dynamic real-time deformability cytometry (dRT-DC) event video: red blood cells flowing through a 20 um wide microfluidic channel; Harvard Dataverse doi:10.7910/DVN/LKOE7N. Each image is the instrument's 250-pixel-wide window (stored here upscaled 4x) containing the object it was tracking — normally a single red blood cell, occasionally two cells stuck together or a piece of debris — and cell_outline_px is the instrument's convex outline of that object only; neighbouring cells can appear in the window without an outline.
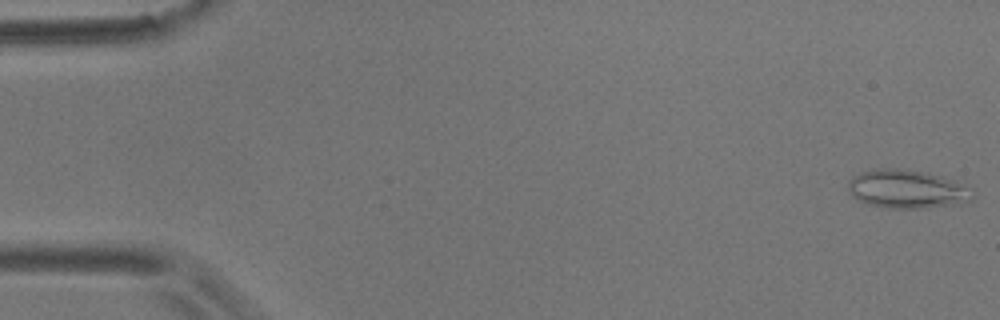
{"species": "common noctule bat (a hibernating species)", "species_latin": "Nyctalus noctula", "temperature_condition": "room temperature", "stored_images_in_passage": 56, "camera_frame_rate_fps": 3000, "um_per_image_px": 0.085, "animal": {"sex": "male", "body_mass_g": 17.9}, "frame": {"image": 1, "passage_image": 1, "time_ms": 0.0, "image_size_px": [1000, 320], "cell_outline_px": [[976, 196], [972, 200], [960, 204], [928, 208], [892, 208], [868, 204], [852, 196], [848, 188], [848, 180], [852, 176], [860, 172], [880, 168], [896, 168], [924, 172], [940, 176], [952, 180], [972, 188]], "centroid_in_image_um": [77.13, 16.08], "position_along_channel_um": 7.9, "area_um2": 28.09}}
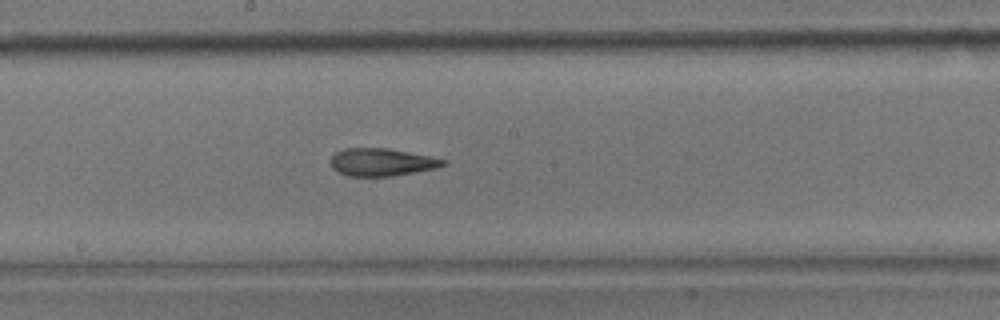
{"frame": {"image": 2, "passage_image": 30, "time_ms": 9.667, "image_size_px": [1000, 320], "cell_outline_px": [[448, 164], [436, 168], [392, 176], [348, 176], [332, 168], [332, 156], [336, 152], [344, 148], [388, 148], [448, 160]], "centroid_in_image_um": [32.47, 13.78], "position_along_channel_um": 215.7, "area_um2": 17.98}}
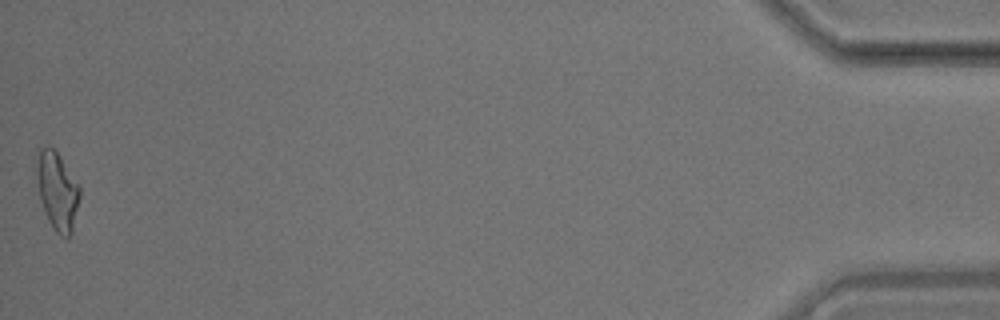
{"frame": {"image": 3, "passage_image": 56, "time_ms": 18.333, "image_size_px": [1000, 320], "cell_outline_px": [[80, 196], [72, 232], [68, 236], [60, 236], [56, 232], [48, 220], [40, 200], [36, 176], [36, 148], [48, 144], [56, 152], [80, 188]], "centroid_in_image_um": [4.82, 16.19], "position_along_channel_um": 430.4, "area_um2": 19.48}, "authors_computed_cell_mechanics": {"area_um2": 18.8717, "velocity_mm_per_s": 3.5723, "shape_relaxation_time_tau1_ms": 10.9334, "shape_relaxation_time_tau2_ms": 4.3246, "deformation_change_tau1": 0.2642, "deformation_change_tau2": 0.1294}}